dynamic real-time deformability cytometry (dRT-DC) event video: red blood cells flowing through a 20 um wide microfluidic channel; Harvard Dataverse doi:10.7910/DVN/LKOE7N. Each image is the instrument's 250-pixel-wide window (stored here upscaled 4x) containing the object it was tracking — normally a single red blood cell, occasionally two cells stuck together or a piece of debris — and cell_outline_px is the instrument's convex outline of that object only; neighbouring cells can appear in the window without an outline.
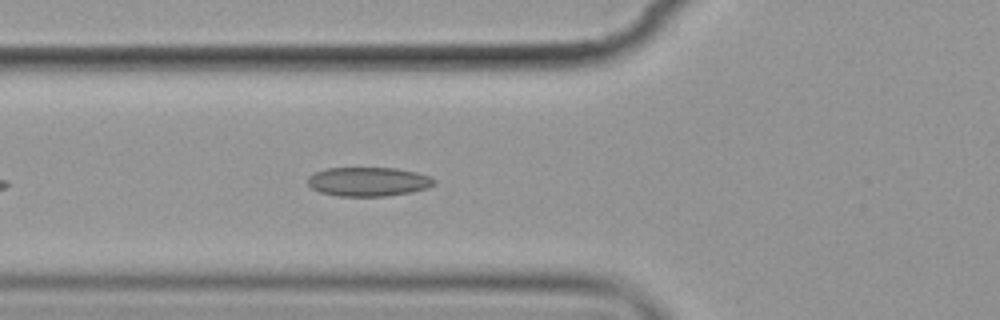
{"species": "common noctule bat (a hibernating species)", "species_latin": "Nyctalus noctula", "temperature_condition": "cold", "stored_images_in_passage": 5, "camera_frame_rate_fps": 3000, "um_per_image_px": 0.085, "animal": {"sex": "female", "body_mass_g": 19.9}, "frame": {"image": 1, "passage_image": 5, "time_ms": 4.667, "image_size_px": [1000, 320], "cell_outline_px": [[436, 184], [428, 188], [408, 192], [384, 196], [340, 196], [320, 192], [312, 188], [308, 184], [308, 176], [324, 168], [396, 168], [416, 172], [428, 176], [436, 180]], "centroid_in_image_um": [31.3, 15.43], "position_along_channel_um": 94.5, "area_um2": 21.33}}